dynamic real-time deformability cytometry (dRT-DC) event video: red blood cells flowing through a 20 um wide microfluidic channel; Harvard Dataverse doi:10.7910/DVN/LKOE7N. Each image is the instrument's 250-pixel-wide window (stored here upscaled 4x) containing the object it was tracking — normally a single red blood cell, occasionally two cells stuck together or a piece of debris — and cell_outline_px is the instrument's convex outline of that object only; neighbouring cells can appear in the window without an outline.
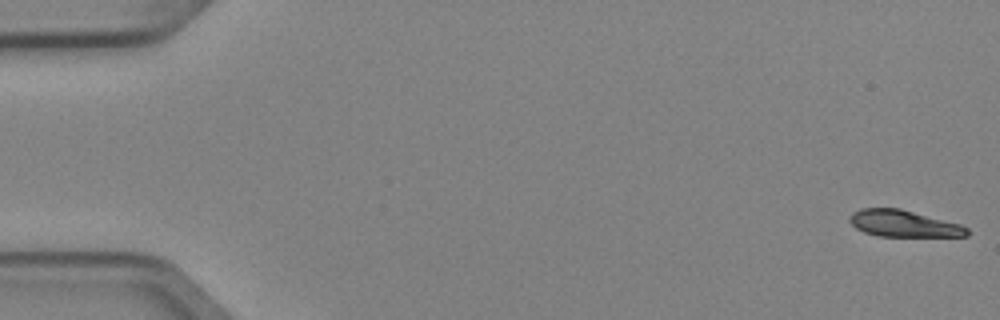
{"species": "Egyptian fruit bat (a non-hibernating species)", "species_latin": "Rousettus aegyptiacus", "temperature_condition": "cold", "stored_images_in_passage": 5, "camera_frame_rate_fps": 3000, "um_per_image_px": 0.085, "animal": {"sex": "female"}, "frame": {"image": 1, "passage_image": 1, "time_ms": 0.0, "image_size_px": [1000, 320], "cell_outline_px": [[968, 236], [880, 236], [864, 232], [856, 228], [848, 220], [852, 212], [860, 208], [900, 208], [960, 224], [968, 228]], "centroid_in_image_um": [76.78, 19.0], "position_along_channel_um": 8.2, "area_um2": 18.15}}